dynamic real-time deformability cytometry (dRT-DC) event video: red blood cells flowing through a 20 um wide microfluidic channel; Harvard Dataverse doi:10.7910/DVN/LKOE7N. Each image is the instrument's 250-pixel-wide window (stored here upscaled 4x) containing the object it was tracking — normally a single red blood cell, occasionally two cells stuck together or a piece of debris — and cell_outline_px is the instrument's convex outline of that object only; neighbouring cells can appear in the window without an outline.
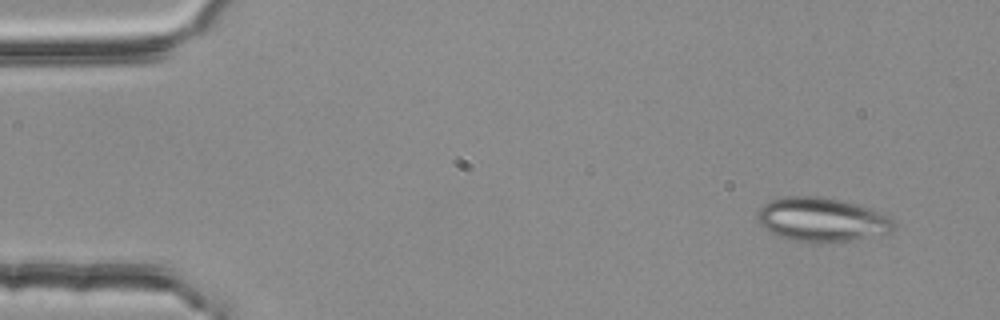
{"species": "common noctule bat (a hibernating species)", "species_latin": "Nyctalus noctula", "temperature_condition": "room temperature", "stored_images_in_passage": 3, "camera_frame_rate_fps": 3000, "um_per_image_px": 0.085, "animal": {"sex": "female", "body_mass_g": 25.1}, "frame": {"image": 1, "passage_image": 1, "time_ms": 0.0, "image_size_px": [1000, 320], "cell_outline_px": [[896, 228], [892, 232], [852, 240], [800, 240], [784, 236], [772, 232], [764, 228], [760, 224], [756, 216], [756, 212], [764, 204], [772, 200], [784, 196], [820, 196], [844, 200], [880, 212], [888, 216], [896, 224]], "centroid_in_image_um": [69.88, 18.61], "position_along_channel_um": 15.1, "area_um2": 34.16}}